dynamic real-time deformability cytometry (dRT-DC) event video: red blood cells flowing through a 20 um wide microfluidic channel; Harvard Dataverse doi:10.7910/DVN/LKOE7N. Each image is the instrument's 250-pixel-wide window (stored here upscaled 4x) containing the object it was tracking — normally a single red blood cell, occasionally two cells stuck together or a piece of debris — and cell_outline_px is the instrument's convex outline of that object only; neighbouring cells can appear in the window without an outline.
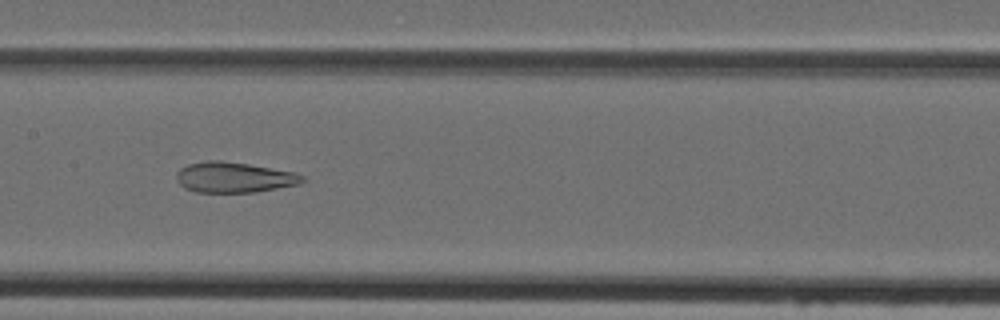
{"species": "Egyptian fruit bat (a non-hibernating species)", "species_latin": "Rousettus aegyptiacus", "temperature_condition": "cold", "stored_images_in_passage": 39, "camera_frame_rate_fps": 3000, "um_per_image_px": 0.085, "animal": {"sex": "female"}, "frame": {"image": 1, "passage_image": 19, "time_ms": 6.0, "image_size_px": [1000, 320], "cell_outline_px": [[308, 180], [300, 184], [256, 192], [196, 192], [184, 188], [176, 180], [176, 172], [180, 168], [188, 164], [208, 160], [220, 160], [248, 164], [292, 172], [304, 176]], "centroid_in_image_um": [19.88, 15.08], "position_along_channel_um": 187.5, "area_um2": 22.43}}
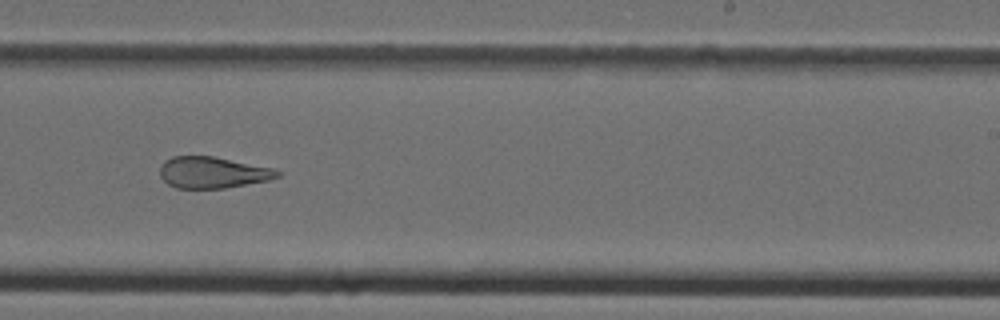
{"frame": {"image": 2, "passage_image": 25, "time_ms": 8.0, "image_size_px": [1000, 320], "cell_outline_px": [[280, 176], [268, 180], [224, 188], [176, 188], [168, 184], [160, 176], [160, 168], [164, 160], [172, 156], [212, 156], [272, 168], [280, 172]], "centroid_in_image_um": [18.03, 14.66], "position_along_channel_um": 271.0, "area_um2": 21.27}}
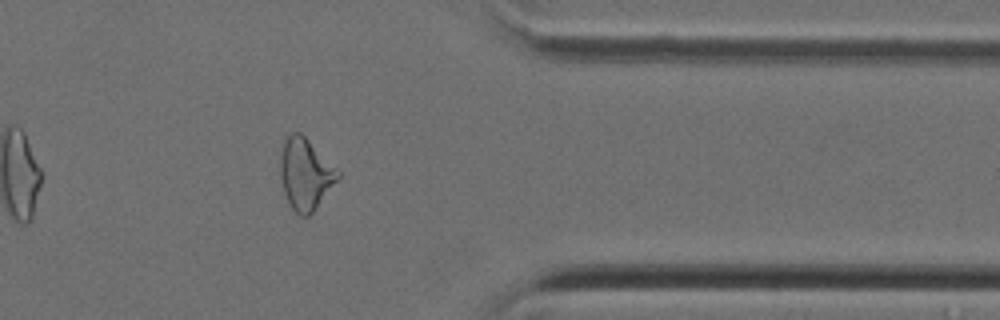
{"frame": {"image": 3, "passage_image": 34, "time_ms": 11.0, "image_size_px": [1000, 320], "cell_outline_px": [[340, 176], [312, 212], [308, 216], [300, 216], [288, 204], [284, 192], [280, 176], [280, 156], [284, 140], [292, 132], [300, 132], [340, 172]], "centroid_in_image_um": [25.92, 14.79], "position_along_channel_um": 385.5, "area_um2": 23.47}}